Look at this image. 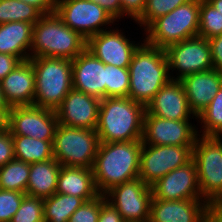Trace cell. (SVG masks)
<instances>
[{
	"mask_svg": "<svg viewBox=\"0 0 222 222\" xmlns=\"http://www.w3.org/2000/svg\"><path fill=\"white\" fill-rule=\"evenodd\" d=\"M141 140L100 142L92 167L98 192L104 195L113 187L139 176Z\"/></svg>",
	"mask_w": 222,
	"mask_h": 222,
	"instance_id": "1",
	"label": "cell"
},
{
	"mask_svg": "<svg viewBox=\"0 0 222 222\" xmlns=\"http://www.w3.org/2000/svg\"><path fill=\"white\" fill-rule=\"evenodd\" d=\"M145 106L129 97H108L100 101L96 132L100 142L142 140Z\"/></svg>",
	"mask_w": 222,
	"mask_h": 222,
	"instance_id": "2",
	"label": "cell"
},
{
	"mask_svg": "<svg viewBox=\"0 0 222 222\" xmlns=\"http://www.w3.org/2000/svg\"><path fill=\"white\" fill-rule=\"evenodd\" d=\"M128 69L130 73L128 97L145 107L171 80L165 49L148 45L145 41L134 52Z\"/></svg>",
	"mask_w": 222,
	"mask_h": 222,
	"instance_id": "3",
	"label": "cell"
},
{
	"mask_svg": "<svg viewBox=\"0 0 222 222\" xmlns=\"http://www.w3.org/2000/svg\"><path fill=\"white\" fill-rule=\"evenodd\" d=\"M86 45L87 40L66 26L55 12L43 14L33 25L30 58L73 60L86 49Z\"/></svg>",
	"mask_w": 222,
	"mask_h": 222,
	"instance_id": "4",
	"label": "cell"
},
{
	"mask_svg": "<svg viewBox=\"0 0 222 222\" xmlns=\"http://www.w3.org/2000/svg\"><path fill=\"white\" fill-rule=\"evenodd\" d=\"M29 60L35 75L33 105L55 111L73 88L72 60L56 57Z\"/></svg>",
	"mask_w": 222,
	"mask_h": 222,
	"instance_id": "5",
	"label": "cell"
},
{
	"mask_svg": "<svg viewBox=\"0 0 222 222\" xmlns=\"http://www.w3.org/2000/svg\"><path fill=\"white\" fill-rule=\"evenodd\" d=\"M200 0H190L155 19L145 30L144 41L166 49L169 45L198 36Z\"/></svg>",
	"mask_w": 222,
	"mask_h": 222,
	"instance_id": "6",
	"label": "cell"
},
{
	"mask_svg": "<svg viewBox=\"0 0 222 222\" xmlns=\"http://www.w3.org/2000/svg\"><path fill=\"white\" fill-rule=\"evenodd\" d=\"M99 144L96 129L58 124L53 141L54 159L61 166L92 168Z\"/></svg>",
	"mask_w": 222,
	"mask_h": 222,
	"instance_id": "7",
	"label": "cell"
},
{
	"mask_svg": "<svg viewBox=\"0 0 222 222\" xmlns=\"http://www.w3.org/2000/svg\"><path fill=\"white\" fill-rule=\"evenodd\" d=\"M199 190L208 204L222 201V137L198 135L193 147Z\"/></svg>",
	"mask_w": 222,
	"mask_h": 222,
	"instance_id": "8",
	"label": "cell"
},
{
	"mask_svg": "<svg viewBox=\"0 0 222 222\" xmlns=\"http://www.w3.org/2000/svg\"><path fill=\"white\" fill-rule=\"evenodd\" d=\"M55 13L86 40L117 22L100 5L88 0H57Z\"/></svg>",
	"mask_w": 222,
	"mask_h": 222,
	"instance_id": "9",
	"label": "cell"
},
{
	"mask_svg": "<svg viewBox=\"0 0 222 222\" xmlns=\"http://www.w3.org/2000/svg\"><path fill=\"white\" fill-rule=\"evenodd\" d=\"M193 147L143 143L138 178L151 187L170 171L190 162L193 159Z\"/></svg>",
	"mask_w": 222,
	"mask_h": 222,
	"instance_id": "10",
	"label": "cell"
},
{
	"mask_svg": "<svg viewBox=\"0 0 222 222\" xmlns=\"http://www.w3.org/2000/svg\"><path fill=\"white\" fill-rule=\"evenodd\" d=\"M165 51L171 80L180 81L193 73L213 68L211 47L206 38L197 36L183 40L169 45Z\"/></svg>",
	"mask_w": 222,
	"mask_h": 222,
	"instance_id": "11",
	"label": "cell"
},
{
	"mask_svg": "<svg viewBox=\"0 0 222 222\" xmlns=\"http://www.w3.org/2000/svg\"><path fill=\"white\" fill-rule=\"evenodd\" d=\"M104 196L125 222H149L152 189L140 178L117 185Z\"/></svg>",
	"mask_w": 222,
	"mask_h": 222,
	"instance_id": "12",
	"label": "cell"
},
{
	"mask_svg": "<svg viewBox=\"0 0 222 222\" xmlns=\"http://www.w3.org/2000/svg\"><path fill=\"white\" fill-rule=\"evenodd\" d=\"M116 25L119 23L113 25L111 29L90 37L87 40L86 49L104 64L128 68L134 52L144 42V34H142V40L137 42L128 37L129 34L126 35L123 29L119 30Z\"/></svg>",
	"mask_w": 222,
	"mask_h": 222,
	"instance_id": "13",
	"label": "cell"
},
{
	"mask_svg": "<svg viewBox=\"0 0 222 222\" xmlns=\"http://www.w3.org/2000/svg\"><path fill=\"white\" fill-rule=\"evenodd\" d=\"M58 124L54 110L30 105L12 107L9 110L5 127L12 135L54 140Z\"/></svg>",
	"mask_w": 222,
	"mask_h": 222,
	"instance_id": "14",
	"label": "cell"
},
{
	"mask_svg": "<svg viewBox=\"0 0 222 222\" xmlns=\"http://www.w3.org/2000/svg\"><path fill=\"white\" fill-rule=\"evenodd\" d=\"M195 121L163 119L144 114L141 141L147 145L194 146L199 135Z\"/></svg>",
	"mask_w": 222,
	"mask_h": 222,
	"instance_id": "15",
	"label": "cell"
},
{
	"mask_svg": "<svg viewBox=\"0 0 222 222\" xmlns=\"http://www.w3.org/2000/svg\"><path fill=\"white\" fill-rule=\"evenodd\" d=\"M152 198L161 200L202 199L195 161L167 173L151 186Z\"/></svg>",
	"mask_w": 222,
	"mask_h": 222,
	"instance_id": "16",
	"label": "cell"
},
{
	"mask_svg": "<svg viewBox=\"0 0 222 222\" xmlns=\"http://www.w3.org/2000/svg\"><path fill=\"white\" fill-rule=\"evenodd\" d=\"M100 99L72 88L55 110L59 124L96 129Z\"/></svg>",
	"mask_w": 222,
	"mask_h": 222,
	"instance_id": "17",
	"label": "cell"
},
{
	"mask_svg": "<svg viewBox=\"0 0 222 222\" xmlns=\"http://www.w3.org/2000/svg\"><path fill=\"white\" fill-rule=\"evenodd\" d=\"M145 114L171 120H197L190 109L183 84L170 80L164 85L145 107Z\"/></svg>",
	"mask_w": 222,
	"mask_h": 222,
	"instance_id": "18",
	"label": "cell"
},
{
	"mask_svg": "<svg viewBox=\"0 0 222 222\" xmlns=\"http://www.w3.org/2000/svg\"><path fill=\"white\" fill-rule=\"evenodd\" d=\"M73 88L100 100L106 98V64L87 49L72 60Z\"/></svg>",
	"mask_w": 222,
	"mask_h": 222,
	"instance_id": "19",
	"label": "cell"
},
{
	"mask_svg": "<svg viewBox=\"0 0 222 222\" xmlns=\"http://www.w3.org/2000/svg\"><path fill=\"white\" fill-rule=\"evenodd\" d=\"M208 203L203 199L152 198L149 222H205Z\"/></svg>",
	"mask_w": 222,
	"mask_h": 222,
	"instance_id": "20",
	"label": "cell"
},
{
	"mask_svg": "<svg viewBox=\"0 0 222 222\" xmlns=\"http://www.w3.org/2000/svg\"><path fill=\"white\" fill-rule=\"evenodd\" d=\"M4 98L10 108L33 105L35 95V75L30 60L21 61L0 81Z\"/></svg>",
	"mask_w": 222,
	"mask_h": 222,
	"instance_id": "21",
	"label": "cell"
},
{
	"mask_svg": "<svg viewBox=\"0 0 222 222\" xmlns=\"http://www.w3.org/2000/svg\"><path fill=\"white\" fill-rule=\"evenodd\" d=\"M180 81L185 89L190 109L198 116L222 87V73L212 68L188 75Z\"/></svg>",
	"mask_w": 222,
	"mask_h": 222,
	"instance_id": "22",
	"label": "cell"
},
{
	"mask_svg": "<svg viewBox=\"0 0 222 222\" xmlns=\"http://www.w3.org/2000/svg\"><path fill=\"white\" fill-rule=\"evenodd\" d=\"M56 193L73 195L85 202L95 199L98 192L92 168L61 166Z\"/></svg>",
	"mask_w": 222,
	"mask_h": 222,
	"instance_id": "23",
	"label": "cell"
},
{
	"mask_svg": "<svg viewBox=\"0 0 222 222\" xmlns=\"http://www.w3.org/2000/svg\"><path fill=\"white\" fill-rule=\"evenodd\" d=\"M33 25L20 21L0 24V53L29 60Z\"/></svg>",
	"mask_w": 222,
	"mask_h": 222,
	"instance_id": "24",
	"label": "cell"
},
{
	"mask_svg": "<svg viewBox=\"0 0 222 222\" xmlns=\"http://www.w3.org/2000/svg\"><path fill=\"white\" fill-rule=\"evenodd\" d=\"M61 165L54 159L30 164L26 195L47 198L56 193Z\"/></svg>",
	"mask_w": 222,
	"mask_h": 222,
	"instance_id": "25",
	"label": "cell"
},
{
	"mask_svg": "<svg viewBox=\"0 0 222 222\" xmlns=\"http://www.w3.org/2000/svg\"><path fill=\"white\" fill-rule=\"evenodd\" d=\"M14 156L25 163L43 162L54 158L53 141L40 140L22 135H12Z\"/></svg>",
	"mask_w": 222,
	"mask_h": 222,
	"instance_id": "26",
	"label": "cell"
},
{
	"mask_svg": "<svg viewBox=\"0 0 222 222\" xmlns=\"http://www.w3.org/2000/svg\"><path fill=\"white\" fill-rule=\"evenodd\" d=\"M84 202L82 198L61 193L44 198V222H68L71 215Z\"/></svg>",
	"mask_w": 222,
	"mask_h": 222,
	"instance_id": "27",
	"label": "cell"
},
{
	"mask_svg": "<svg viewBox=\"0 0 222 222\" xmlns=\"http://www.w3.org/2000/svg\"><path fill=\"white\" fill-rule=\"evenodd\" d=\"M30 164L14 158L0 168V189L26 193Z\"/></svg>",
	"mask_w": 222,
	"mask_h": 222,
	"instance_id": "28",
	"label": "cell"
},
{
	"mask_svg": "<svg viewBox=\"0 0 222 222\" xmlns=\"http://www.w3.org/2000/svg\"><path fill=\"white\" fill-rule=\"evenodd\" d=\"M198 134L222 137V87L209 105L197 116ZM199 123V124H198Z\"/></svg>",
	"mask_w": 222,
	"mask_h": 222,
	"instance_id": "29",
	"label": "cell"
},
{
	"mask_svg": "<svg viewBox=\"0 0 222 222\" xmlns=\"http://www.w3.org/2000/svg\"><path fill=\"white\" fill-rule=\"evenodd\" d=\"M43 14L33 5L20 0H0V24L28 22L35 24Z\"/></svg>",
	"mask_w": 222,
	"mask_h": 222,
	"instance_id": "30",
	"label": "cell"
},
{
	"mask_svg": "<svg viewBox=\"0 0 222 222\" xmlns=\"http://www.w3.org/2000/svg\"><path fill=\"white\" fill-rule=\"evenodd\" d=\"M222 34V15L207 0H200L198 36L207 40Z\"/></svg>",
	"mask_w": 222,
	"mask_h": 222,
	"instance_id": "31",
	"label": "cell"
},
{
	"mask_svg": "<svg viewBox=\"0 0 222 222\" xmlns=\"http://www.w3.org/2000/svg\"><path fill=\"white\" fill-rule=\"evenodd\" d=\"M106 98L128 97L130 73L128 68L106 64Z\"/></svg>",
	"mask_w": 222,
	"mask_h": 222,
	"instance_id": "32",
	"label": "cell"
},
{
	"mask_svg": "<svg viewBox=\"0 0 222 222\" xmlns=\"http://www.w3.org/2000/svg\"><path fill=\"white\" fill-rule=\"evenodd\" d=\"M190 0H146V6L141 18L136 22L143 31L158 17L167 15L180 5Z\"/></svg>",
	"mask_w": 222,
	"mask_h": 222,
	"instance_id": "33",
	"label": "cell"
},
{
	"mask_svg": "<svg viewBox=\"0 0 222 222\" xmlns=\"http://www.w3.org/2000/svg\"><path fill=\"white\" fill-rule=\"evenodd\" d=\"M11 222H44L43 198L25 195Z\"/></svg>",
	"mask_w": 222,
	"mask_h": 222,
	"instance_id": "34",
	"label": "cell"
},
{
	"mask_svg": "<svg viewBox=\"0 0 222 222\" xmlns=\"http://www.w3.org/2000/svg\"><path fill=\"white\" fill-rule=\"evenodd\" d=\"M26 193L0 189V222H11Z\"/></svg>",
	"mask_w": 222,
	"mask_h": 222,
	"instance_id": "35",
	"label": "cell"
},
{
	"mask_svg": "<svg viewBox=\"0 0 222 222\" xmlns=\"http://www.w3.org/2000/svg\"><path fill=\"white\" fill-rule=\"evenodd\" d=\"M106 201L100 194L93 200L84 202L69 218L68 222H98L101 205Z\"/></svg>",
	"mask_w": 222,
	"mask_h": 222,
	"instance_id": "36",
	"label": "cell"
},
{
	"mask_svg": "<svg viewBox=\"0 0 222 222\" xmlns=\"http://www.w3.org/2000/svg\"><path fill=\"white\" fill-rule=\"evenodd\" d=\"M14 158L13 137L10 131L4 126L0 129V168Z\"/></svg>",
	"mask_w": 222,
	"mask_h": 222,
	"instance_id": "37",
	"label": "cell"
},
{
	"mask_svg": "<svg viewBox=\"0 0 222 222\" xmlns=\"http://www.w3.org/2000/svg\"><path fill=\"white\" fill-rule=\"evenodd\" d=\"M121 1V21L130 18L136 23L144 13L146 0H120Z\"/></svg>",
	"mask_w": 222,
	"mask_h": 222,
	"instance_id": "38",
	"label": "cell"
},
{
	"mask_svg": "<svg viewBox=\"0 0 222 222\" xmlns=\"http://www.w3.org/2000/svg\"><path fill=\"white\" fill-rule=\"evenodd\" d=\"M211 47L213 69L222 73V34L208 39Z\"/></svg>",
	"mask_w": 222,
	"mask_h": 222,
	"instance_id": "39",
	"label": "cell"
},
{
	"mask_svg": "<svg viewBox=\"0 0 222 222\" xmlns=\"http://www.w3.org/2000/svg\"><path fill=\"white\" fill-rule=\"evenodd\" d=\"M98 222H125L120 213L108 202L101 205Z\"/></svg>",
	"mask_w": 222,
	"mask_h": 222,
	"instance_id": "40",
	"label": "cell"
},
{
	"mask_svg": "<svg viewBox=\"0 0 222 222\" xmlns=\"http://www.w3.org/2000/svg\"><path fill=\"white\" fill-rule=\"evenodd\" d=\"M21 60L13 55L0 53V81L4 79Z\"/></svg>",
	"mask_w": 222,
	"mask_h": 222,
	"instance_id": "41",
	"label": "cell"
},
{
	"mask_svg": "<svg viewBox=\"0 0 222 222\" xmlns=\"http://www.w3.org/2000/svg\"><path fill=\"white\" fill-rule=\"evenodd\" d=\"M100 5L107 11L117 23L121 21V1L120 0H88Z\"/></svg>",
	"mask_w": 222,
	"mask_h": 222,
	"instance_id": "42",
	"label": "cell"
},
{
	"mask_svg": "<svg viewBox=\"0 0 222 222\" xmlns=\"http://www.w3.org/2000/svg\"><path fill=\"white\" fill-rule=\"evenodd\" d=\"M36 7L42 14L55 12L57 0H20Z\"/></svg>",
	"mask_w": 222,
	"mask_h": 222,
	"instance_id": "43",
	"label": "cell"
},
{
	"mask_svg": "<svg viewBox=\"0 0 222 222\" xmlns=\"http://www.w3.org/2000/svg\"><path fill=\"white\" fill-rule=\"evenodd\" d=\"M205 222H222V203H209L205 213Z\"/></svg>",
	"mask_w": 222,
	"mask_h": 222,
	"instance_id": "44",
	"label": "cell"
},
{
	"mask_svg": "<svg viewBox=\"0 0 222 222\" xmlns=\"http://www.w3.org/2000/svg\"><path fill=\"white\" fill-rule=\"evenodd\" d=\"M10 109L11 108L7 104V102L4 98V95H3V91L0 86V124L3 127L6 125L7 117H8V113H9Z\"/></svg>",
	"mask_w": 222,
	"mask_h": 222,
	"instance_id": "45",
	"label": "cell"
},
{
	"mask_svg": "<svg viewBox=\"0 0 222 222\" xmlns=\"http://www.w3.org/2000/svg\"><path fill=\"white\" fill-rule=\"evenodd\" d=\"M222 15V0H207Z\"/></svg>",
	"mask_w": 222,
	"mask_h": 222,
	"instance_id": "46",
	"label": "cell"
}]
</instances>
